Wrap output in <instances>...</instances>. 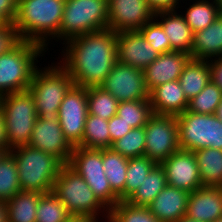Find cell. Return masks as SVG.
I'll return each instance as SVG.
<instances>
[{"label":"cell","mask_w":222,"mask_h":222,"mask_svg":"<svg viewBox=\"0 0 222 222\" xmlns=\"http://www.w3.org/2000/svg\"><path fill=\"white\" fill-rule=\"evenodd\" d=\"M166 186L164 169L157 164L126 202L134 206L148 207Z\"/></svg>","instance_id":"cell-29"},{"label":"cell","mask_w":222,"mask_h":222,"mask_svg":"<svg viewBox=\"0 0 222 222\" xmlns=\"http://www.w3.org/2000/svg\"><path fill=\"white\" fill-rule=\"evenodd\" d=\"M28 145L53 155L62 164H68L74 149L63 134L58 117H37Z\"/></svg>","instance_id":"cell-14"},{"label":"cell","mask_w":222,"mask_h":222,"mask_svg":"<svg viewBox=\"0 0 222 222\" xmlns=\"http://www.w3.org/2000/svg\"><path fill=\"white\" fill-rule=\"evenodd\" d=\"M71 217L66 206L53 192L40 196L36 210V222H67Z\"/></svg>","instance_id":"cell-33"},{"label":"cell","mask_w":222,"mask_h":222,"mask_svg":"<svg viewBox=\"0 0 222 222\" xmlns=\"http://www.w3.org/2000/svg\"><path fill=\"white\" fill-rule=\"evenodd\" d=\"M39 192L20 191L6 202L8 222H36Z\"/></svg>","instance_id":"cell-27"},{"label":"cell","mask_w":222,"mask_h":222,"mask_svg":"<svg viewBox=\"0 0 222 222\" xmlns=\"http://www.w3.org/2000/svg\"><path fill=\"white\" fill-rule=\"evenodd\" d=\"M190 193L167 185L147 207L160 222H176L187 212Z\"/></svg>","instance_id":"cell-20"},{"label":"cell","mask_w":222,"mask_h":222,"mask_svg":"<svg viewBox=\"0 0 222 222\" xmlns=\"http://www.w3.org/2000/svg\"><path fill=\"white\" fill-rule=\"evenodd\" d=\"M87 115V88L73 85L63 98L58 112L63 134L73 147L82 142Z\"/></svg>","instance_id":"cell-12"},{"label":"cell","mask_w":222,"mask_h":222,"mask_svg":"<svg viewBox=\"0 0 222 222\" xmlns=\"http://www.w3.org/2000/svg\"><path fill=\"white\" fill-rule=\"evenodd\" d=\"M111 145L108 120L88 114L82 142L78 146L90 149H106L110 148Z\"/></svg>","instance_id":"cell-30"},{"label":"cell","mask_w":222,"mask_h":222,"mask_svg":"<svg viewBox=\"0 0 222 222\" xmlns=\"http://www.w3.org/2000/svg\"><path fill=\"white\" fill-rule=\"evenodd\" d=\"M190 54L179 51L162 53L144 71V82L148 92L167 82L178 80Z\"/></svg>","instance_id":"cell-18"},{"label":"cell","mask_w":222,"mask_h":222,"mask_svg":"<svg viewBox=\"0 0 222 222\" xmlns=\"http://www.w3.org/2000/svg\"><path fill=\"white\" fill-rule=\"evenodd\" d=\"M181 1L183 2L184 0H179V2H180V5H181ZM185 1H188V0H185ZM189 1H193V0H189Z\"/></svg>","instance_id":"cell-55"},{"label":"cell","mask_w":222,"mask_h":222,"mask_svg":"<svg viewBox=\"0 0 222 222\" xmlns=\"http://www.w3.org/2000/svg\"><path fill=\"white\" fill-rule=\"evenodd\" d=\"M18 12V0H0V15L11 24H14Z\"/></svg>","instance_id":"cell-42"},{"label":"cell","mask_w":222,"mask_h":222,"mask_svg":"<svg viewBox=\"0 0 222 222\" xmlns=\"http://www.w3.org/2000/svg\"><path fill=\"white\" fill-rule=\"evenodd\" d=\"M21 41L14 25L8 23L0 28V55L10 51Z\"/></svg>","instance_id":"cell-40"},{"label":"cell","mask_w":222,"mask_h":222,"mask_svg":"<svg viewBox=\"0 0 222 222\" xmlns=\"http://www.w3.org/2000/svg\"><path fill=\"white\" fill-rule=\"evenodd\" d=\"M118 102L149 99L142 70L116 62L100 85Z\"/></svg>","instance_id":"cell-13"},{"label":"cell","mask_w":222,"mask_h":222,"mask_svg":"<svg viewBox=\"0 0 222 222\" xmlns=\"http://www.w3.org/2000/svg\"><path fill=\"white\" fill-rule=\"evenodd\" d=\"M154 19L162 26L170 42V52L179 51L190 54L193 32L182 14L177 10L158 11Z\"/></svg>","instance_id":"cell-21"},{"label":"cell","mask_w":222,"mask_h":222,"mask_svg":"<svg viewBox=\"0 0 222 222\" xmlns=\"http://www.w3.org/2000/svg\"><path fill=\"white\" fill-rule=\"evenodd\" d=\"M188 3L191 4L188 8L185 7L187 10L180 13L193 33L208 27L222 12L214 0H193Z\"/></svg>","instance_id":"cell-28"},{"label":"cell","mask_w":222,"mask_h":222,"mask_svg":"<svg viewBox=\"0 0 222 222\" xmlns=\"http://www.w3.org/2000/svg\"><path fill=\"white\" fill-rule=\"evenodd\" d=\"M46 49L35 42L21 40L10 51L0 55V96L28 90L38 58ZM45 53V54H44Z\"/></svg>","instance_id":"cell-4"},{"label":"cell","mask_w":222,"mask_h":222,"mask_svg":"<svg viewBox=\"0 0 222 222\" xmlns=\"http://www.w3.org/2000/svg\"><path fill=\"white\" fill-rule=\"evenodd\" d=\"M157 165L156 162L146 156L128 159L126 184L124 187V201L140 187L149 172Z\"/></svg>","instance_id":"cell-35"},{"label":"cell","mask_w":222,"mask_h":222,"mask_svg":"<svg viewBox=\"0 0 222 222\" xmlns=\"http://www.w3.org/2000/svg\"><path fill=\"white\" fill-rule=\"evenodd\" d=\"M102 165L112 190L118 195L120 201H124L128 158L111 148H106L103 149Z\"/></svg>","instance_id":"cell-26"},{"label":"cell","mask_w":222,"mask_h":222,"mask_svg":"<svg viewBox=\"0 0 222 222\" xmlns=\"http://www.w3.org/2000/svg\"><path fill=\"white\" fill-rule=\"evenodd\" d=\"M10 152L16 161L22 191L41 194L53 191L54 182L63 165L56 157L30 145L14 147Z\"/></svg>","instance_id":"cell-3"},{"label":"cell","mask_w":222,"mask_h":222,"mask_svg":"<svg viewBox=\"0 0 222 222\" xmlns=\"http://www.w3.org/2000/svg\"><path fill=\"white\" fill-rule=\"evenodd\" d=\"M204 187H222V150L204 148L193 152Z\"/></svg>","instance_id":"cell-25"},{"label":"cell","mask_w":222,"mask_h":222,"mask_svg":"<svg viewBox=\"0 0 222 222\" xmlns=\"http://www.w3.org/2000/svg\"><path fill=\"white\" fill-rule=\"evenodd\" d=\"M144 156L160 164L180 149L176 116L153 114L144 126Z\"/></svg>","instance_id":"cell-11"},{"label":"cell","mask_w":222,"mask_h":222,"mask_svg":"<svg viewBox=\"0 0 222 222\" xmlns=\"http://www.w3.org/2000/svg\"><path fill=\"white\" fill-rule=\"evenodd\" d=\"M72 216L109 217V210L97 199L86 181L68 164H63L52 191ZM104 216V217H103Z\"/></svg>","instance_id":"cell-6"},{"label":"cell","mask_w":222,"mask_h":222,"mask_svg":"<svg viewBox=\"0 0 222 222\" xmlns=\"http://www.w3.org/2000/svg\"><path fill=\"white\" fill-rule=\"evenodd\" d=\"M8 22L0 15V28L6 26Z\"/></svg>","instance_id":"cell-50"},{"label":"cell","mask_w":222,"mask_h":222,"mask_svg":"<svg viewBox=\"0 0 222 222\" xmlns=\"http://www.w3.org/2000/svg\"><path fill=\"white\" fill-rule=\"evenodd\" d=\"M99 219L93 216H72L67 222H100Z\"/></svg>","instance_id":"cell-46"},{"label":"cell","mask_w":222,"mask_h":222,"mask_svg":"<svg viewBox=\"0 0 222 222\" xmlns=\"http://www.w3.org/2000/svg\"><path fill=\"white\" fill-rule=\"evenodd\" d=\"M118 100L100 86L87 88L88 114L109 120L117 114Z\"/></svg>","instance_id":"cell-31"},{"label":"cell","mask_w":222,"mask_h":222,"mask_svg":"<svg viewBox=\"0 0 222 222\" xmlns=\"http://www.w3.org/2000/svg\"><path fill=\"white\" fill-rule=\"evenodd\" d=\"M214 1L220 7V9L222 10V0H214Z\"/></svg>","instance_id":"cell-51"},{"label":"cell","mask_w":222,"mask_h":222,"mask_svg":"<svg viewBox=\"0 0 222 222\" xmlns=\"http://www.w3.org/2000/svg\"><path fill=\"white\" fill-rule=\"evenodd\" d=\"M149 99L119 102L117 114L122 121L132 128L144 127L153 115Z\"/></svg>","instance_id":"cell-32"},{"label":"cell","mask_w":222,"mask_h":222,"mask_svg":"<svg viewBox=\"0 0 222 222\" xmlns=\"http://www.w3.org/2000/svg\"><path fill=\"white\" fill-rule=\"evenodd\" d=\"M133 128L126 124L118 115H114L108 120V130L110 133L111 142L122 138L126 133H128Z\"/></svg>","instance_id":"cell-41"},{"label":"cell","mask_w":222,"mask_h":222,"mask_svg":"<svg viewBox=\"0 0 222 222\" xmlns=\"http://www.w3.org/2000/svg\"><path fill=\"white\" fill-rule=\"evenodd\" d=\"M0 108L9 148L28 145L37 119L31 92L24 90L0 96Z\"/></svg>","instance_id":"cell-7"},{"label":"cell","mask_w":222,"mask_h":222,"mask_svg":"<svg viewBox=\"0 0 222 222\" xmlns=\"http://www.w3.org/2000/svg\"><path fill=\"white\" fill-rule=\"evenodd\" d=\"M148 5L154 12L178 10L180 7L179 0H147Z\"/></svg>","instance_id":"cell-43"},{"label":"cell","mask_w":222,"mask_h":222,"mask_svg":"<svg viewBox=\"0 0 222 222\" xmlns=\"http://www.w3.org/2000/svg\"><path fill=\"white\" fill-rule=\"evenodd\" d=\"M211 80L222 90V57L209 60Z\"/></svg>","instance_id":"cell-44"},{"label":"cell","mask_w":222,"mask_h":222,"mask_svg":"<svg viewBox=\"0 0 222 222\" xmlns=\"http://www.w3.org/2000/svg\"><path fill=\"white\" fill-rule=\"evenodd\" d=\"M139 31L154 50L160 54L170 52L169 39L162 26L154 18L141 27Z\"/></svg>","instance_id":"cell-39"},{"label":"cell","mask_w":222,"mask_h":222,"mask_svg":"<svg viewBox=\"0 0 222 222\" xmlns=\"http://www.w3.org/2000/svg\"><path fill=\"white\" fill-rule=\"evenodd\" d=\"M66 0H18L14 27L21 40L42 45L60 41V27ZM51 41V42H50Z\"/></svg>","instance_id":"cell-2"},{"label":"cell","mask_w":222,"mask_h":222,"mask_svg":"<svg viewBox=\"0 0 222 222\" xmlns=\"http://www.w3.org/2000/svg\"><path fill=\"white\" fill-rule=\"evenodd\" d=\"M109 217L114 222H160L147 207L134 206L126 201H120L113 207Z\"/></svg>","instance_id":"cell-38"},{"label":"cell","mask_w":222,"mask_h":222,"mask_svg":"<svg viewBox=\"0 0 222 222\" xmlns=\"http://www.w3.org/2000/svg\"><path fill=\"white\" fill-rule=\"evenodd\" d=\"M167 185L192 193L203 187L196 156L191 151L179 149L160 163Z\"/></svg>","instance_id":"cell-16"},{"label":"cell","mask_w":222,"mask_h":222,"mask_svg":"<svg viewBox=\"0 0 222 222\" xmlns=\"http://www.w3.org/2000/svg\"><path fill=\"white\" fill-rule=\"evenodd\" d=\"M222 101V90L212 81L189 100L187 111L198 114H215Z\"/></svg>","instance_id":"cell-36"},{"label":"cell","mask_w":222,"mask_h":222,"mask_svg":"<svg viewBox=\"0 0 222 222\" xmlns=\"http://www.w3.org/2000/svg\"><path fill=\"white\" fill-rule=\"evenodd\" d=\"M108 29V0H66L60 42L78 35Z\"/></svg>","instance_id":"cell-8"},{"label":"cell","mask_w":222,"mask_h":222,"mask_svg":"<svg viewBox=\"0 0 222 222\" xmlns=\"http://www.w3.org/2000/svg\"><path fill=\"white\" fill-rule=\"evenodd\" d=\"M215 115L222 121V101L218 105Z\"/></svg>","instance_id":"cell-48"},{"label":"cell","mask_w":222,"mask_h":222,"mask_svg":"<svg viewBox=\"0 0 222 222\" xmlns=\"http://www.w3.org/2000/svg\"><path fill=\"white\" fill-rule=\"evenodd\" d=\"M73 85V79L58 62L38 67L28 89L34 98L37 117H58L60 104Z\"/></svg>","instance_id":"cell-5"},{"label":"cell","mask_w":222,"mask_h":222,"mask_svg":"<svg viewBox=\"0 0 222 222\" xmlns=\"http://www.w3.org/2000/svg\"><path fill=\"white\" fill-rule=\"evenodd\" d=\"M7 152L5 150H0V160Z\"/></svg>","instance_id":"cell-52"},{"label":"cell","mask_w":222,"mask_h":222,"mask_svg":"<svg viewBox=\"0 0 222 222\" xmlns=\"http://www.w3.org/2000/svg\"><path fill=\"white\" fill-rule=\"evenodd\" d=\"M180 149L204 148L222 150V121L215 114H198L185 110L176 116Z\"/></svg>","instance_id":"cell-9"},{"label":"cell","mask_w":222,"mask_h":222,"mask_svg":"<svg viewBox=\"0 0 222 222\" xmlns=\"http://www.w3.org/2000/svg\"><path fill=\"white\" fill-rule=\"evenodd\" d=\"M105 220H106L107 222H114L110 217H107Z\"/></svg>","instance_id":"cell-54"},{"label":"cell","mask_w":222,"mask_h":222,"mask_svg":"<svg viewBox=\"0 0 222 222\" xmlns=\"http://www.w3.org/2000/svg\"><path fill=\"white\" fill-rule=\"evenodd\" d=\"M186 216L213 222L222 216V187H201L190 193Z\"/></svg>","instance_id":"cell-19"},{"label":"cell","mask_w":222,"mask_h":222,"mask_svg":"<svg viewBox=\"0 0 222 222\" xmlns=\"http://www.w3.org/2000/svg\"><path fill=\"white\" fill-rule=\"evenodd\" d=\"M222 57V12L215 21L201 31L193 33L191 58L211 60Z\"/></svg>","instance_id":"cell-23"},{"label":"cell","mask_w":222,"mask_h":222,"mask_svg":"<svg viewBox=\"0 0 222 222\" xmlns=\"http://www.w3.org/2000/svg\"><path fill=\"white\" fill-rule=\"evenodd\" d=\"M0 222H8L6 202L0 201Z\"/></svg>","instance_id":"cell-47"},{"label":"cell","mask_w":222,"mask_h":222,"mask_svg":"<svg viewBox=\"0 0 222 222\" xmlns=\"http://www.w3.org/2000/svg\"><path fill=\"white\" fill-rule=\"evenodd\" d=\"M213 222H222V216H221L220 218L216 219V220L213 221Z\"/></svg>","instance_id":"cell-53"},{"label":"cell","mask_w":222,"mask_h":222,"mask_svg":"<svg viewBox=\"0 0 222 222\" xmlns=\"http://www.w3.org/2000/svg\"><path fill=\"white\" fill-rule=\"evenodd\" d=\"M20 191L16 161L8 152L0 160V201L7 202Z\"/></svg>","instance_id":"cell-34"},{"label":"cell","mask_w":222,"mask_h":222,"mask_svg":"<svg viewBox=\"0 0 222 222\" xmlns=\"http://www.w3.org/2000/svg\"><path fill=\"white\" fill-rule=\"evenodd\" d=\"M154 114L178 116L187 110L189 100L178 80L164 83L149 92Z\"/></svg>","instance_id":"cell-22"},{"label":"cell","mask_w":222,"mask_h":222,"mask_svg":"<svg viewBox=\"0 0 222 222\" xmlns=\"http://www.w3.org/2000/svg\"><path fill=\"white\" fill-rule=\"evenodd\" d=\"M176 222H199V221H196V220H194L192 218H189L188 216L184 215L181 219H179Z\"/></svg>","instance_id":"cell-49"},{"label":"cell","mask_w":222,"mask_h":222,"mask_svg":"<svg viewBox=\"0 0 222 222\" xmlns=\"http://www.w3.org/2000/svg\"><path fill=\"white\" fill-rule=\"evenodd\" d=\"M113 151L124 157L137 158L144 156L145 153V131L144 127L133 128L122 138L112 142L110 147Z\"/></svg>","instance_id":"cell-37"},{"label":"cell","mask_w":222,"mask_h":222,"mask_svg":"<svg viewBox=\"0 0 222 222\" xmlns=\"http://www.w3.org/2000/svg\"><path fill=\"white\" fill-rule=\"evenodd\" d=\"M147 0H108V29L136 31L154 18Z\"/></svg>","instance_id":"cell-15"},{"label":"cell","mask_w":222,"mask_h":222,"mask_svg":"<svg viewBox=\"0 0 222 222\" xmlns=\"http://www.w3.org/2000/svg\"><path fill=\"white\" fill-rule=\"evenodd\" d=\"M62 46L58 63L79 87L100 86L117 62L116 33L111 29L78 35Z\"/></svg>","instance_id":"cell-1"},{"label":"cell","mask_w":222,"mask_h":222,"mask_svg":"<svg viewBox=\"0 0 222 222\" xmlns=\"http://www.w3.org/2000/svg\"><path fill=\"white\" fill-rule=\"evenodd\" d=\"M103 149L74 147L68 165L76 171L94 192L97 199L110 211L119 202L103 169Z\"/></svg>","instance_id":"cell-10"},{"label":"cell","mask_w":222,"mask_h":222,"mask_svg":"<svg viewBox=\"0 0 222 222\" xmlns=\"http://www.w3.org/2000/svg\"><path fill=\"white\" fill-rule=\"evenodd\" d=\"M117 61L144 71L160 53L154 50L139 30L116 33Z\"/></svg>","instance_id":"cell-17"},{"label":"cell","mask_w":222,"mask_h":222,"mask_svg":"<svg viewBox=\"0 0 222 222\" xmlns=\"http://www.w3.org/2000/svg\"><path fill=\"white\" fill-rule=\"evenodd\" d=\"M0 150H5L7 153L10 152L6 136V130L4 126V115L1 108H0Z\"/></svg>","instance_id":"cell-45"},{"label":"cell","mask_w":222,"mask_h":222,"mask_svg":"<svg viewBox=\"0 0 222 222\" xmlns=\"http://www.w3.org/2000/svg\"><path fill=\"white\" fill-rule=\"evenodd\" d=\"M211 80L209 60L190 59L178 79L188 100L198 95Z\"/></svg>","instance_id":"cell-24"}]
</instances>
